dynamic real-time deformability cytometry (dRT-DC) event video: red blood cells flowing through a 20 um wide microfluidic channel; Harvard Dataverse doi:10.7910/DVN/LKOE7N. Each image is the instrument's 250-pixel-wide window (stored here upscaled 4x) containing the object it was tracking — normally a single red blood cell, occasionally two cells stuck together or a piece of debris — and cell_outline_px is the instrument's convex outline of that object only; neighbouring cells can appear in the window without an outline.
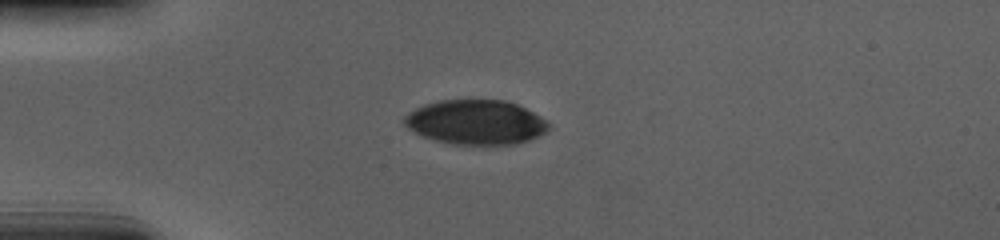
{"species": "human", "species_latin": "Homo sapiens", "temperature_condition": "cold", "stored_images_in_passage": 42, "camera_frame_rate_fps": 3000, "um_per_image_px": 0.085, "donor": {"sex": "male"}, "frame": {"image": 1, "passage_image": 1, "time_ms": 0.0, "image_size_px": [1000, 240], "cell_outline_px": [[552, 124], [544, 132], [528, 140], [512, 144], [452, 144], [436, 140], [424, 136], [408, 128], [404, 124], [404, 116], [408, 112], [424, 104], [440, 100], [504, 100], [516, 104], [548, 120]], "centroid_in_image_um": [40.44, 10.38], "position_along_channel_um": 44.6, "area_um2": 37.17}}
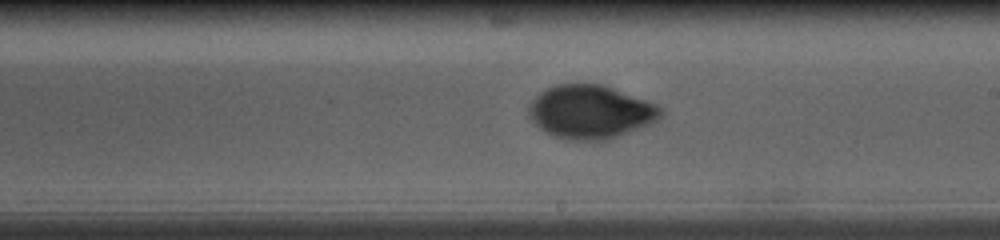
{"frame": {"image": 2, "passage_image": 19, "time_ms": 6.0, "image_size_px": [1000, 240], "cell_outline_px": [[664, 112], [652, 124], [608, 140], [564, 140], [552, 136], [540, 128], [528, 116], [528, 104], [540, 92], [556, 84], [604, 84], [656, 104], [664, 108]], "centroid_in_image_um": [50.2, 9.52], "position_along_channel_um": 238.8, "area_um2": 41.44}}
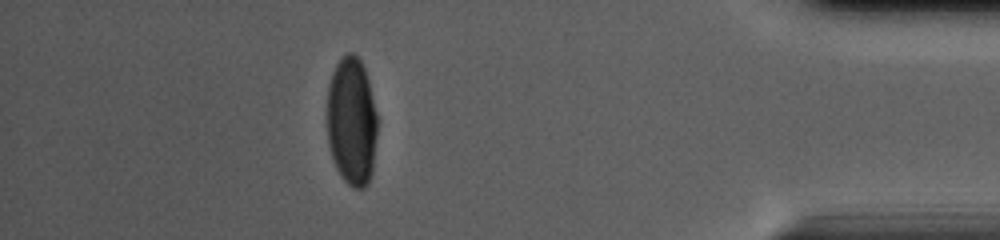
{"frame": {"image": 3, "passage_image": 36, "time_ms": 11.667, "image_size_px": [1000, 240], "cell_outline_px": [[376, 136], [372, 172], [368, 184], [364, 188], [352, 188], [340, 176], [336, 168], [328, 144], [328, 84], [332, 72], [336, 64], [348, 52], [352, 52], [360, 60], [364, 68], [368, 80], [376, 112]], "centroid_in_image_um": [29.89, 10.34], "position_along_channel_um": 405.3, "area_um2": 37.51}, "authors_computed_cell_mechanics": {"area_um2": 39.3907, "velocity_mm_per_s": 3.6881, "shape_relaxation_time_tau1_ms": 4.9367, "shape_relaxation_time_tau2_ms": 0.9981, "deformation_change_tau1": 0.1852, "deformation_change_tau2": 0.0321}}